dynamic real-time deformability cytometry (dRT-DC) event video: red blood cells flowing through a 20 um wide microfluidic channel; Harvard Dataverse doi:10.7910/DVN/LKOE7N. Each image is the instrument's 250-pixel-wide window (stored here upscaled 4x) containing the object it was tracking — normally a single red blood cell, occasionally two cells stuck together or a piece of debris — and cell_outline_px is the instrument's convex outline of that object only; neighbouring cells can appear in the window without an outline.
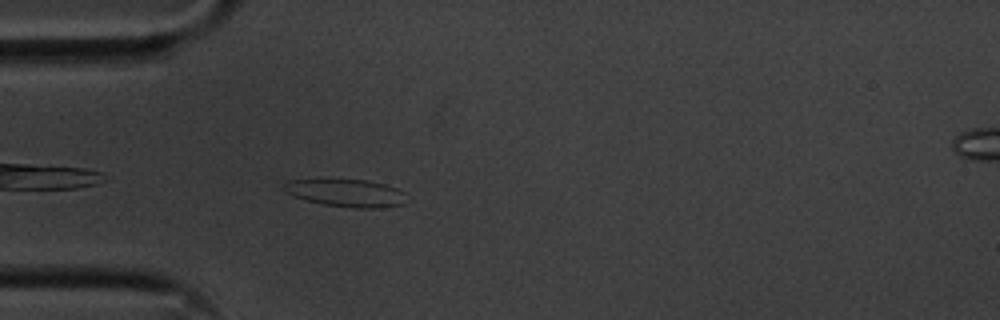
{"species": "common noctule bat (a hibernating species)", "species_latin": "Nyctalus noctula", "temperature_condition": "cold", "stored_images_in_passage": 43, "camera_frame_rate_fps": 3000, "um_per_image_px": 0.085, "animal": {"sex": "male", "body_mass_g": 20.1, "forearm_length_mm": 53.5}, "frame": {"image": 1, "passage_image": 3, "time_ms": 0.667, "image_size_px": [1000, 320], "cell_outline_px": [[404, 204], [384, 208], [352, 208], [324, 204], [308, 200], [296, 196], [280, 188], [288, 180], [368, 180], [384, 184], [396, 188], [404, 192]], "centroid_in_image_um": [29.46, 16.41], "position_along_channel_um": 55.5, "area_um2": 19.42}}
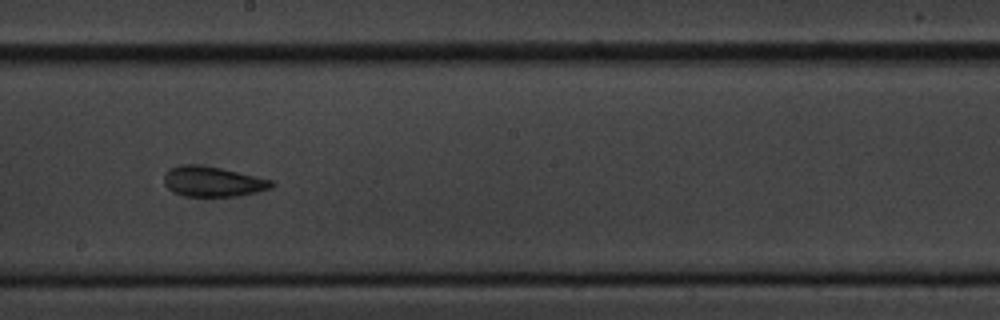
{"frame": {"image": 2, "passage_image": 18, "time_ms": 5.667, "image_size_px": [1000, 320], "cell_outline_px": [[276, 184], [272, 188], [240, 196], [184, 196], [172, 192], [164, 184], [164, 176], [168, 168], [184, 164], [196, 164], [220, 168], [256, 176], [272, 180]], "centroid_in_image_um": [18.08, 15.43], "position_along_channel_um": 230.1, "area_um2": 19.02}}
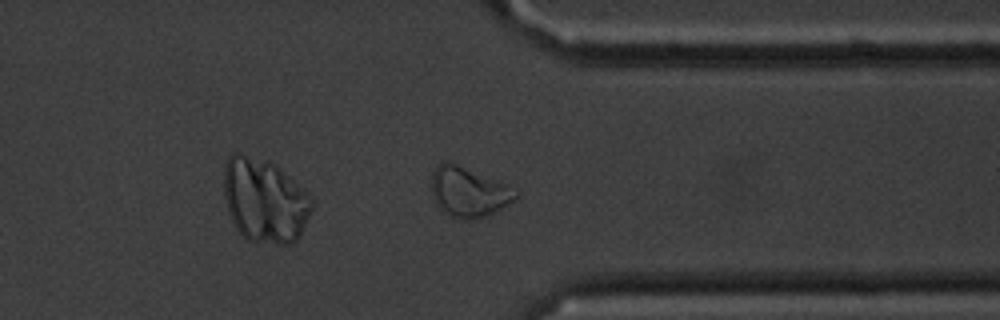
{"frame": {"image": 3, "passage_image": 30, "time_ms": 9.667, "image_size_px": [1000, 320], "cell_outline_px": [[520, 196], [496, 212], [488, 216], [468, 220], [460, 220], [444, 212], [432, 200], [432, 172], [436, 164], [444, 160], [448, 160], [508, 184], [520, 192]], "centroid_in_image_um": [39.84, 16.3], "position_along_channel_um": 371.6, "area_um2": 25.09}, "authors_computed_cell_mechanics": {"area_um2": 19.1318, "velocity_mm_per_s": 3.5984, "shape_relaxation_time_tau1_ms": 9.8164, "shape_relaxation_time_tau2_ms": 3.2425, "deformation_change_tau1": 0.2142, "deformation_change_tau2": 0.1162}}